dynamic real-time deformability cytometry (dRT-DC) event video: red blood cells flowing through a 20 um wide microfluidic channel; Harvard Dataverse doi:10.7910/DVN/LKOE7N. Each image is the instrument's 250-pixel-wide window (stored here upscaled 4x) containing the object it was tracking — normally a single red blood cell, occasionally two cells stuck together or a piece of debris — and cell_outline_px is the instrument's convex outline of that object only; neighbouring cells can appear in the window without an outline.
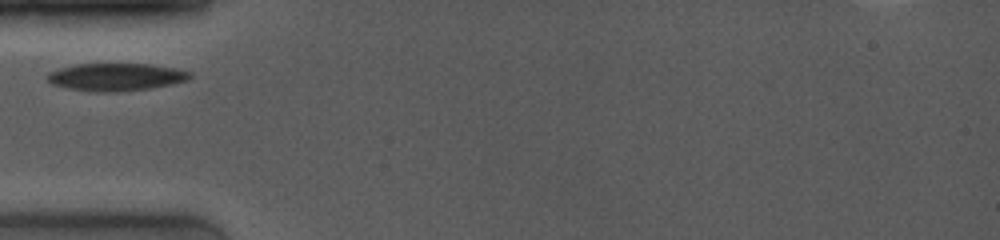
{"species": "common noctule bat (a hibernating species)", "species_latin": "Nyctalus noctula", "temperature_condition": "room temperature", "stored_images_in_passage": 7, "camera_frame_rate_fps": 4000, "um_per_image_px": 0.085, "animal": {"sex": "female", "body_mass_g": 19.0, "forearm_length_mm": 53.3}, "frame": {"image": 1, "passage_image": 1, "time_ms": 0.0, "image_size_px": [1000, 240], "cell_outline_px": [[192, 76], [188, 80], [148, 88], [116, 92], [92, 92], [68, 88], [52, 84], [48, 80], [48, 72], [60, 68], [76, 64], [152, 64], [192, 72]], "centroid_in_image_um": [9.83, 6.54], "position_along_channel_um": 75.2, "area_um2": 22.72}}
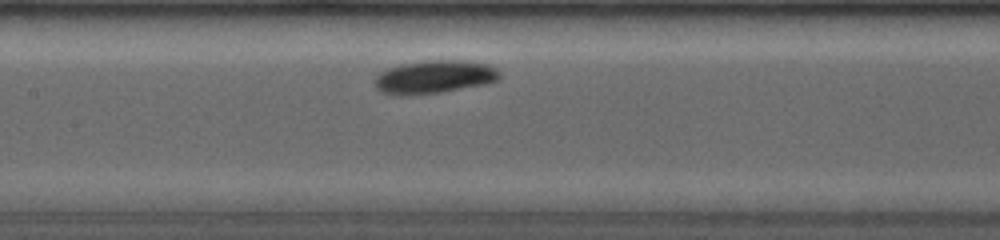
{"frame": {"image": 2, "passage_image": 5, "time_ms": 2.5, "image_size_px": [1000, 240], "cell_outline_px": [[500, 76], [496, 80], [488, 84], [440, 92], [400, 96], [380, 92], [376, 88], [376, 76], [380, 72], [388, 68], [404, 64], [424, 60], [460, 60], [488, 64], [496, 68], [500, 72]], "centroid_in_image_um": [36.93, 6.54], "position_along_channel_um": 170.5, "area_um2": 24.1}}